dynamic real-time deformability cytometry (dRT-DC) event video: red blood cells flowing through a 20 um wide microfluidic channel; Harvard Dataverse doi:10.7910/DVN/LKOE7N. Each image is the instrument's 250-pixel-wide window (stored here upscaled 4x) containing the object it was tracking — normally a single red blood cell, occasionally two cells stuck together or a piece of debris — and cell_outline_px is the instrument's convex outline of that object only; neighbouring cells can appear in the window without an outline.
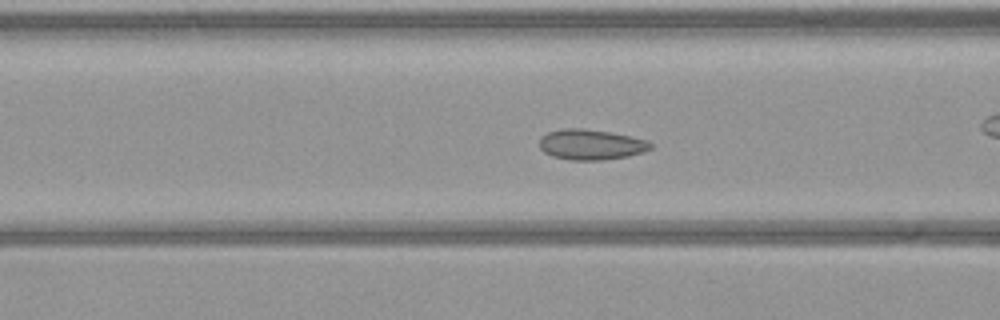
{"species": "common noctule bat (a hibernating species)", "species_latin": "Nyctalus noctula", "temperature_condition": "warm", "stored_images_in_passage": 56, "camera_frame_rate_fps": 3000, "um_per_image_px": 0.085, "animal": {"sex": "female", "body_mass_g": 21.9}, "frame": {"image": 1, "passage_image": 21, "time_ms": 6.667, "image_size_px": [1000, 320], "cell_outline_px": [[652, 148], [644, 152], [628, 156], [600, 160], [568, 160], [552, 156], [544, 152], [540, 148], [540, 136], [548, 132], [564, 128], [584, 128], [608, 132], [648, 140], [652, 144]], "centroid_in_image_um": [50.21, 12.29], "position_along_channel_um": 116.4, "area_um2": 19.71}}
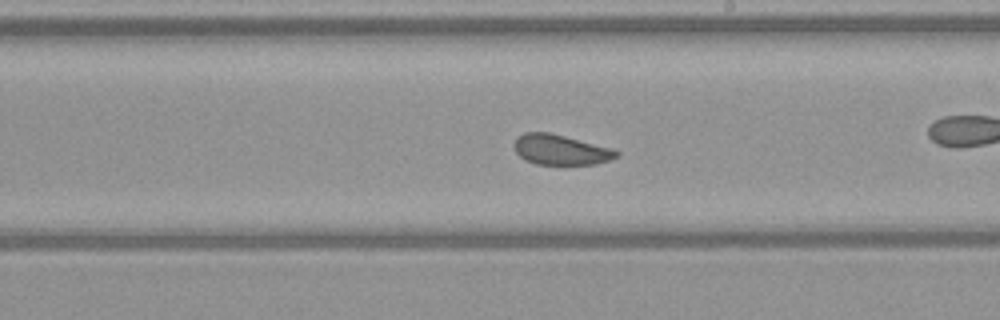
{"frame": {"image": 2, "passage_image": 31, "time_ms": 10.0, "image_size_px": [1000, 320], "cell_outline_px": [[620, 156], [596, 164], [536, 164], [524, 160], [516, 152], [516, 136], [524, 132], [548, 132], [616, 148], [620, 152]], "centroid_in_image_um": [47.71, 12.72], "position_along_channel_um": 241.3, "area_um2": 18.15}}
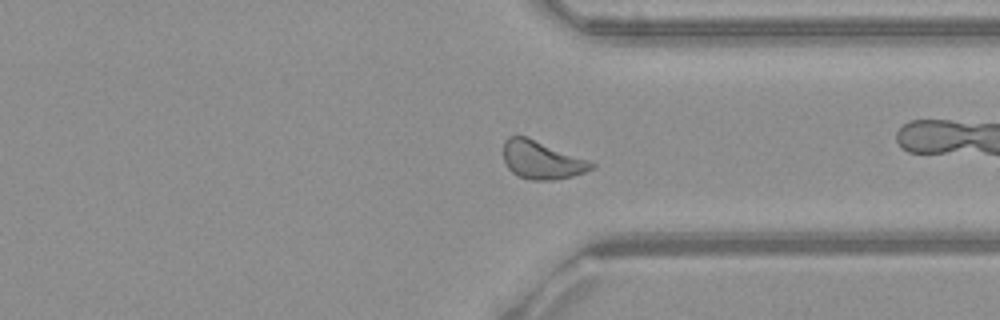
{"frame": {"image": 3, "passage_image": 41, "time_ms": 13.333, "image_size_px": [1000, 320], "cell_outline_px": [[596, 168], [572, 176], [552, 180], [532, 180], [516, 176], [508, 168], [504, 160], [504, 140], [508, 136], [524, 136], [588, 160], [596, 164]], "centroid_in_image_um": [46.03, 13.62], "position_along_channel_um": 365.4, "area_um2": 19.31}}